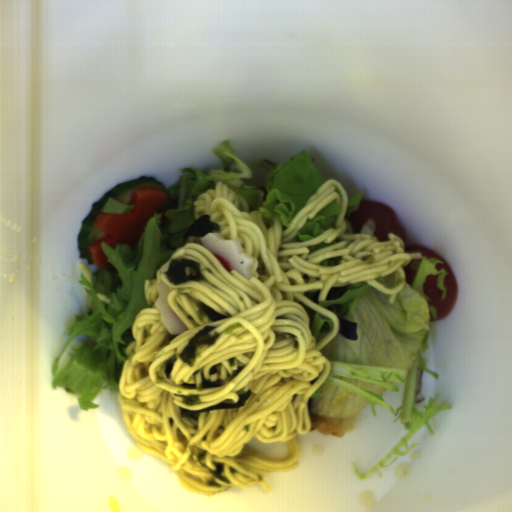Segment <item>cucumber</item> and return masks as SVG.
<instances>
[{
    "instance_id": "cucumber-1",
    "label": "cucumber",
    "mask_w": 512,
    "mask_h": 512,
    "mask_svg": "<svg viewBox=\"0 0 512 512\" xmlns=\"http://www.w3.org/2000/svg\"><path fill=\"white\" fill-rule=\"evenodd\" d=\"M142 186H157L163 192L167 187L163 182L155 180L152 176H142L138 179L119 183L111 187L107 193L96 203L92 204L88 215L83 219L80 225V231L76 237V245L79 253V259H86L87 264H94L90 245L103 237L105 232L95 227L94 222L99 213L111 212L117 214H125L134 206L122 205L116 202V199L122 201H130L135 189Z\"/></svg>"
}]
</instances>
